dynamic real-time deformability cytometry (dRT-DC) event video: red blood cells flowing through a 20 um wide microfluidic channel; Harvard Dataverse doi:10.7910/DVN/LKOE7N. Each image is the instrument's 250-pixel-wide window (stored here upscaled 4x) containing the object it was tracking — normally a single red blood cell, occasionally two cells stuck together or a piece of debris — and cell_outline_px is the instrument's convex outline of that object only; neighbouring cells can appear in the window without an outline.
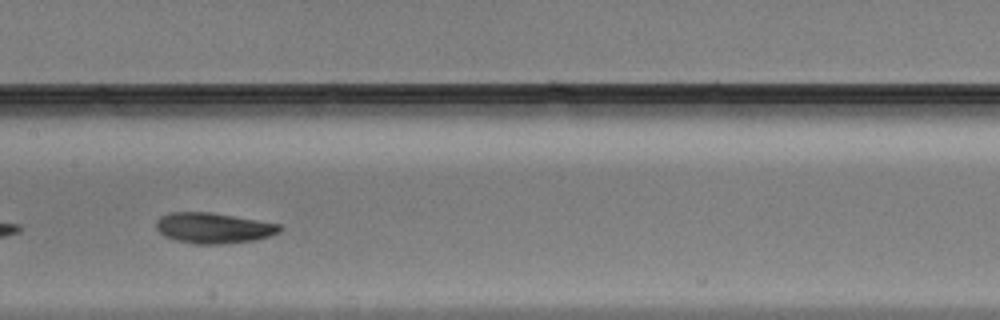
{"species": "Egyptian fruit bat (a non-hibernating species)", "species_latin": "Rousettus aegyptiacus", "temperature_condition": "warm", "stored_images_in_passage": 28, "camera_frame_rate_fps": 3000, "um_per_image_px": 0.085, "animal": {"sex": "male"}, "frame": {"image": 1, "passage_image": 13, "time_ms": 4.0, "image_size_px": [1000, 320], "cell_outline_px": [[284, 228], [280, 232], [256, 240], [220, 244], [196, 244], [176, 240], [164, 236], [156, 228], [156, 220], [160, 216], [168, 212], [208, 212], [280, 224]], "centroid_in_image_um": [18.13, 19.38], "position_along_channel_um": 189.3, "area_um2": 21.96}}
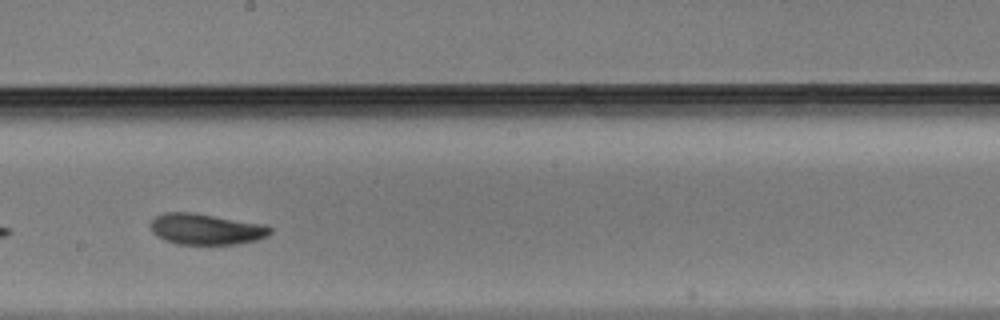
{"frame": {"image": 2, "passage_image": 16, "time_ms": 5.0, "image_size_px": [1000, 320], "cell_outline_px": [[272, 232], [268, 236], [256, 240], [236, 244], [176, 244], [164, 240], [156, 236], [152, 232], [152, 220], [156, 216], [164, 212], [192, 212], [264, 224], [272, 228]], "centroid_in_image_um": [17.52, 19.48], "position_along_channel_um": 230.7, "area_um2": 21.62}}